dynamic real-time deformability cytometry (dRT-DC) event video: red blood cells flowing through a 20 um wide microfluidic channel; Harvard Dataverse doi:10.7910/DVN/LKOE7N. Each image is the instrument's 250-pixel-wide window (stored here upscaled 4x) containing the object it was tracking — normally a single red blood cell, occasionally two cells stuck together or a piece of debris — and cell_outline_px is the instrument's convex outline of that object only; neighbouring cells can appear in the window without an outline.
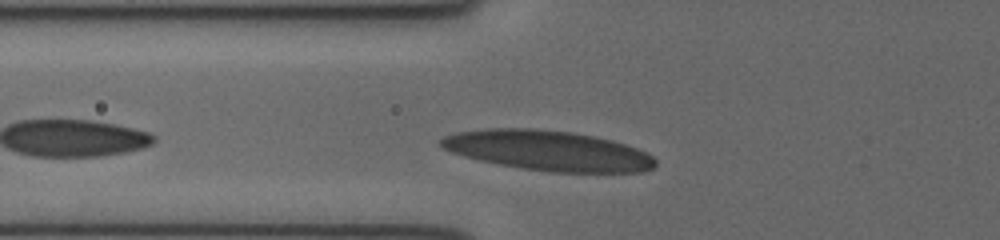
{"species": "human", "species_latin": "Homo sapiens", "temperature_condition": "cold", "stored_images_in_passage": 26, "camera_frame_rate_fps": 3000, "um_per_image_px": 0.085, "donor": {"sex": "female"}, "frame": {"image": 1, "passage_image": 3, "time_ms": 0.667, "image_size_px": [1000, 240], "cell_outline_px": [[656, 164], [652, 168], [640, 172], [548, 172], [520, 168], [480, 160], [464, 156], [452, 152], [444, 148], [440, 144], [440, 140], [444, 136], [456, 132], [488, 128], [532, 128], [572, 132], [612, 140], [636, 148], [652, 156], [656, 160]], "centroid_in_image_um": [46.57, 12.8], "position_along_channel_um": 79.2, "area_um2": 49.82}}
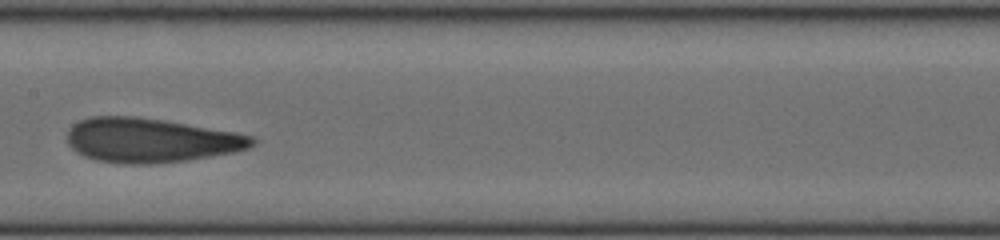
{"frame": {"image": 2, "passage_image": 11, "time_ms": 3.333, "image_size_px": [1000, 240], "cell_outline_px": [[256, 144], [248, 148], [236, 152], [188, 160], [148, 164], [124, 164], [96, 160], [84, 156], [76, 152], [68, 144], [68, 132], [72, 124], [80, 120], [92, 116], [136, 116], [164, 120], [236, 132], [252, 136], [256, 140]], "centroid_in_image_um": [12.81, 11.92], "position_along_channel_um": 194.6, "area_um2": 47.97}}
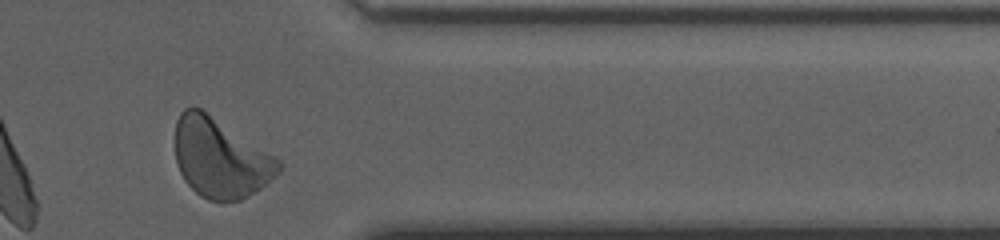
{"frame": {"image": 3, "passage_image": 25, "time_ms": 8.0, "image_size_px": [1000, 240], "cell_outline_px": [[284, 164], [280, 172], [276, 176], [260, 188], [240, 200], [220, 204], [208, 200], [200, 196], [184, 180], [180, 172], [176, 160], [176, 120], [180, 112], [184, 108], [192, 104], [200, 108], [276, 156]], "centroid_in_image_um": [18.73, 13.45], "position_along_channel_um": 392.7, "area_um2": 48.21}}